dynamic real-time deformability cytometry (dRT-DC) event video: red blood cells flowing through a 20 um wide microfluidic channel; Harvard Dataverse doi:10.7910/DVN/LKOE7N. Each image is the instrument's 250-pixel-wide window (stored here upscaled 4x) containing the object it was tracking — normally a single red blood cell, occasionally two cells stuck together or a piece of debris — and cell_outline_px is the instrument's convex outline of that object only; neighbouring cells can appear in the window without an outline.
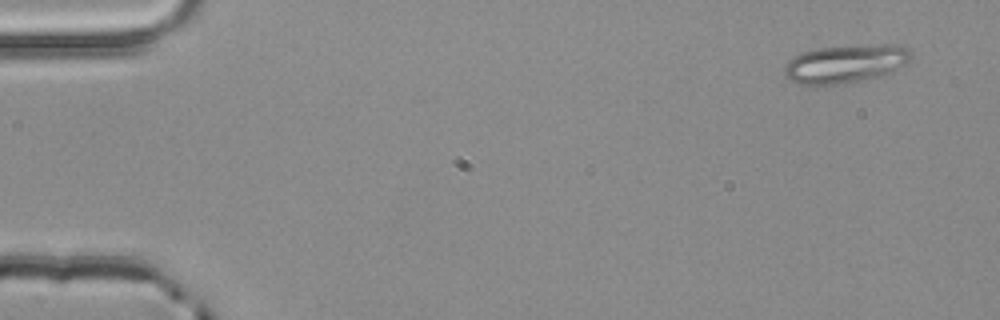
{"species": "common noctule bat (a hibernating species)", "species_latin": "Nyctalus noctula", "temperature_condition": "room temperature", "stored_images_in_passage": 3, "camera_frame_rate_fps": 3000, "um_per_image_px": 0.085, "animal": {"sex": "male", "body_mass_g": 20.4}, "frame": {"image": 1, "passage_image": 1, "time_ms": 0.0, "image_size_px": [1000, 320], "cell_outline_px": [[912, 60], [892, 72], [884, 76], [868, 80], [836, 84], [796, 84], [784, 76], [784, 64], [788, 60], [800, 52], [816, 48], [880, 44], [904, 44], [912, 48]], "centroid_in_image_um": [71.93, 5.41], "position_along_channel_um": 13.1, "area_um2": 29.02}}